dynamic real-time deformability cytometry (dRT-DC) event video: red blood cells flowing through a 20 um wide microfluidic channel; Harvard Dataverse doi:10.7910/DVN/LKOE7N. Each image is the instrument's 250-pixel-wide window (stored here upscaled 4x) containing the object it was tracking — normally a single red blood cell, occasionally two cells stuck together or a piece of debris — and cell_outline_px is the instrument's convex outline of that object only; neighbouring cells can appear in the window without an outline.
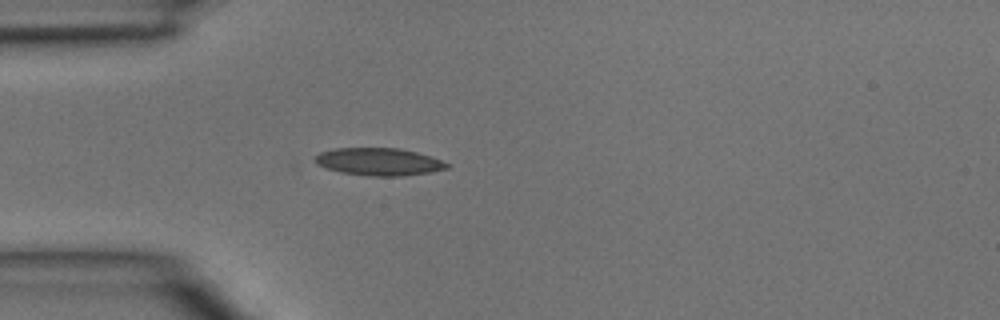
{"species": "common noctule bat (a hibernating species)", "species_latin": "Nyctalus noctula", "temperature_condition": "room temperature", "stored_images_in_passage": 4, "camera_frame_rate_fps": 3000, "um_per_image_px": 0.085, "animal": {"sex": "male", "body_mass_g": 15.6}, "frame": {"image": 1, "passage_image": 4, "time_ms": 1.0, "image_size_px": [1000, 320], "cell_outline_px": [[448, 168], [432, 172], [404, 176], [368, 176], [340, 172], [316, 164], [316, 156], [320, 152], [336, 148], [400, 148], [416, 152], [440, 160], [448, 164]], "centroid_in_image_um": [32.2, 13.75], "position_along_channel_um": 52.8, "area_um2": 20.98}}